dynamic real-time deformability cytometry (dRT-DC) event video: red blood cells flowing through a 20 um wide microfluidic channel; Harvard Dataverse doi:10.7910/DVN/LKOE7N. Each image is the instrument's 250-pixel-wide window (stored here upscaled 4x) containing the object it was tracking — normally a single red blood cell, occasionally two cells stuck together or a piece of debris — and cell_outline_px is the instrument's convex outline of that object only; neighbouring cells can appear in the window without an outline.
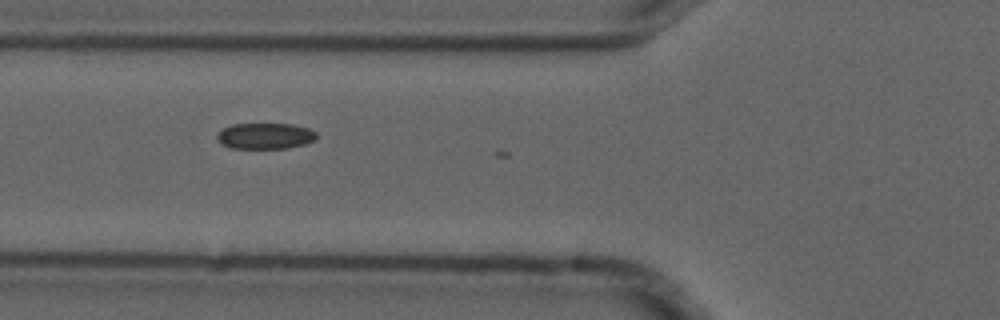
{"species": "common noctule bat (a hibernating species)", "species_latin": "Nyctalus noctula", "temperature_condition": "cold", "stored_images_in_passage": 6, "camera_frame_rate_fps": 3000, "um_per_image_px": 0.085, "animal": {"sex": "male", "forearm_length_mm": 52.5}, "frame": {"image": 1, "passage_image": 6, "time_ms": 1.667, "image_size_px": [1000, 320], "cell_outline_px": [[316, 140], [304, 144], [288, 148], [232, 148], [224, 144], [216, 136], [224, 128], [232, 124], [292, 124], [308, 128], [316, 132]], "centroid_in_image_um": [22.59, 11.55], "position_along_channel_um": 103.2, "area_um2": 14.85}}